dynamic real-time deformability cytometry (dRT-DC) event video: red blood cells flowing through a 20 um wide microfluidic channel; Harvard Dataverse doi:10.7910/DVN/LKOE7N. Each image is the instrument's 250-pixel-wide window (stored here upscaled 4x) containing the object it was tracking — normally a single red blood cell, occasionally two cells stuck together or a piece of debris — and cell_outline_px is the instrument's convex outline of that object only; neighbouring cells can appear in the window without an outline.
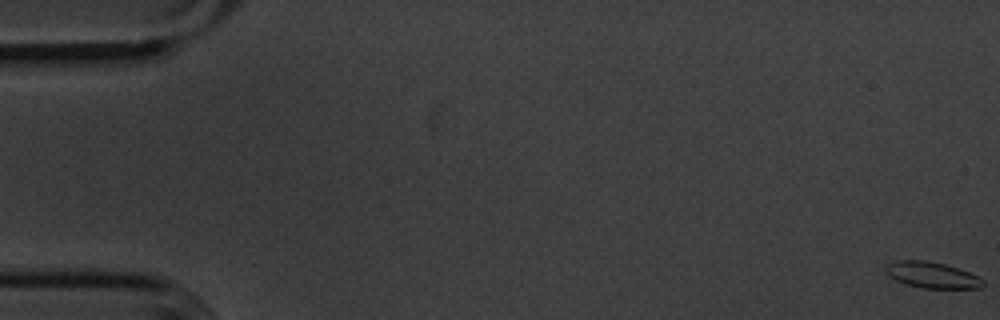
{"species": "common noctule bat (a hibernating species)", "species_latin": "Nyctalus noctula", "temperature_condition": "cold", "stored_images_in_passage": 11, "camera_frame_rate_fps": 3000, "um_per_image_px": 0.085, "animal": {"sex": "male", "body_mass_g": 20.1, "forearm_length_mm": 53.5}, "frame": {"image": 1, "passage_image": 1, "time_ms": 0.0, "image_size_px": [1000, 320], "cell_outline_px": [[984, 284], [980, 288], [924, 288], [904, 284], [888, 276], [884, 272], [884, 268], [888, 264], [896, 260], [924, 260], [944, 264], [968, 272], [984, 280]], "centroid_in_image_um": [79.16, 23.38], "position_along_channel_um": 5.8, "area_um2": 14.74}}